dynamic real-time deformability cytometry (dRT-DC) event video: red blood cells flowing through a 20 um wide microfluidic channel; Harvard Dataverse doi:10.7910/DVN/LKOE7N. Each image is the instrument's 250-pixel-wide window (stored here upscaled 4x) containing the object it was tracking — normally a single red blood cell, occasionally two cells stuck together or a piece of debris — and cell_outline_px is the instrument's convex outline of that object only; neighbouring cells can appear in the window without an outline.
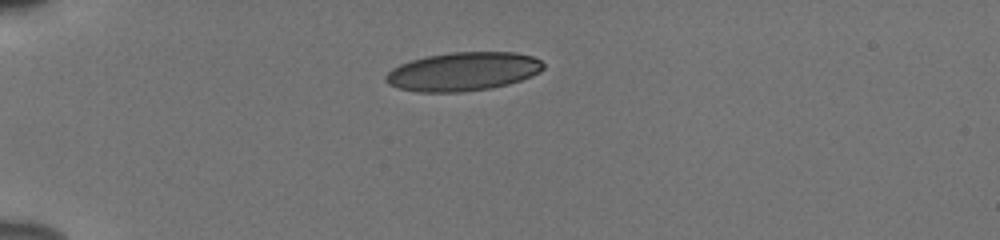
{"species": "human", "species_latin": "Homo sapiens", "temperature_condition": "cold", "stored_images_in_passage": 40, "camera_frame_rate_fps": 3000, "um_per_image_px": 0.085, "donor": {"sex": "male"}, "frame": {"image": 1, "passage_image": 1, "time_ms": 0.0, "image_size_px": [1000, 240], "cell_outline_px": [[544, 68], [540, 72], [532, 76], [508, 84], [492, 88], [460, 92], [416, 92], [400, 88], [388, 84], [384, 80], [384, 76], [392, 68], [400, 64], [412, 60], [428, 56], [452, 52], [516, 52], [532, 56], [540, 60], [544, 64]], "centroid_in_image_um": [39.36, 6.08], "position_along_channel_um": 45.6, "area_um2": 35.55}}
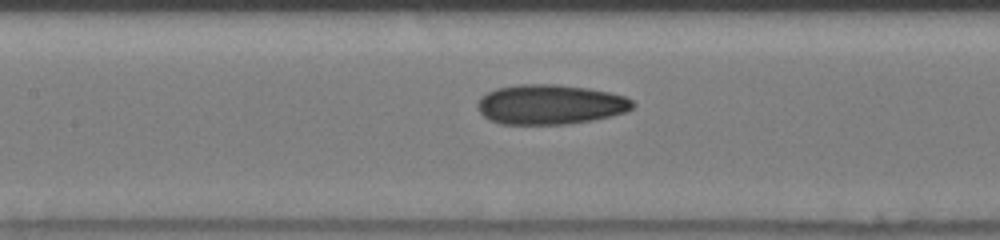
{"frame": {"image": 2, "passage_image": 13, "time_ms": 4.0, "image_size_px": [1000, 240], "cell_outline_px": [[636, 104], [632, 108], [624, 112], [612, 116], [592, 120], [568, 124], [500, 124], [484, 116], [480, 112], [476, 104], [488, 92], [496, 88], [516, 84], [556, 84], [588, 88], [608, 92], [624, 96], [632, 100]], "centroid_in_image_um": [46.78, 8.88], "position_along_channel_um": 160.6, "area_um2": 35.95}}
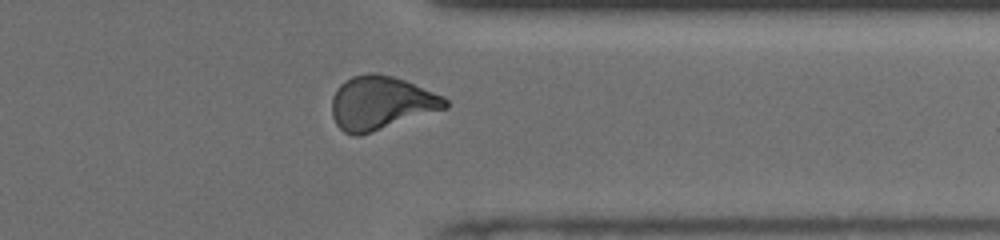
{"frame": {"image": 3, "passage_image": 30, "time_ms": 9.667, "image_size_px": [1000, 240], "cell_outline_px": [[448, 108], [360, 136], [352, 136], [344, 132], [336, 124], [332, 116], [332, 96], [336, 88], [340, 84], [352, 76], [368, 72], [376, 72], [392, 76], [404, 80], [444, 96], [448, 100]], "centroid_in_image_um": [32.37, 8.75], "position_along_channel_um": 379.0, "area_um2": 35.66}, "authors_computed_cell_mechanics": {"area_um2": 35.5181, "velocity_mm_per_s": 3.8726, "shape_relaxation_time_tau1_ms": null, "shape_relaxation_time_tau2_ms": 2.1399, "deformation_change_tau1": null, "deformation_change_tau2": 0.0933}}